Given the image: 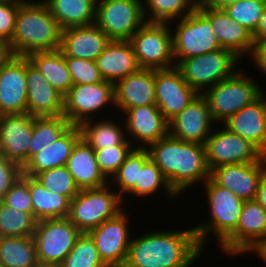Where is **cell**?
<instances>
[{
	"label": "cell",
	"instance_id": "cell-44",
	"mask_svg": "<svg viewBox=\"0 0 266 267\" xmlns=\"http://www.w3.org/2000/svg\"><path fill=\"white\" fill-rule=\"evenodd\" d=\"M71 73L73 85L92 84L105 81L97 67L96 61L64 56Z\"/></svg>",
	"mask_w": 266,
	"mask_h": 267
},
{
	"label": "cell",
	"instance_id": "cell-43",
	"mask_svg": "<svg viewBox=\"0 0 266 267\" xmlns=\"http://www.w3.org/2000/svg\"><path fill=\"white\" fill-rule=\"evenodd\" d=\"M133 146L135 147V145H117L94 150L100 170L108 180L117 173L125 158L134 149Z\"/></svg>",
	"mask_w": 266,
	"mask_h": 267
},
{
	"label": "cell",
	"instance_id": "cell-1",
	"mask_svg": "<svg viewBox=\"0 0 266 267\" xmlns=\"http://www.w3.org/2000/svg\"><path fill=\"white\" fill-rule=\"evenodd\" d=\"M202 250L193 228L148 232L131 238L124 267H190Z\"/></svg>",
	"mask_w": 266,
	"mask_h": 267
},
{
	"label": "cell",
	"instance_id": "cell-7",
	"mask_svg": "<svg viewBox=\"0 0 266 267\" xmlns=\"http://www.w3.org/2000/svg\"><path fill=\"white\" fill-rule=\"evenodd\" d=\"M240 58L232 51L221 48L196 57L183 59L176 64L182 78L198 94L232 76L238 69ZM203 90V91H201Z\"/></svg>",
	"mask_w": 266,
	"mask_h": 267
},
{
	"label": "cell",
	"instance_id": "cell-41",
	"mask_svg": "<svg viewBox=\"0 0 266 267\" xmlns=\"http://www.w3.org/2000/svg\"><path fill=\"white\" fill-rule=\"evenodd\" d=\"M35 178L50 192L67 196L70 200L80 191L66 166L45 170Z\"/></svg>",
	"mask_w": 266,
	"mask_h": 267
},
{
	"label": "cell",
	"instance_id": "cell-24",
	"mask_svg": "<svg viewBox=\"0 0 266 267\" xmlns=\"http://www.w3.org/2000/svg\"><path fill=\"white\" fill-rule=\"evenodd\" d=\"M210 22L221 48L232 51L237 57L252 56L254 41L251 32L231 19L223 9H198Z\"/></svg>",
	"mask_w": 266,
	"mask_h": 267
},
{
	"label": "cell",
	"instance_id": "cell-32",
	"mask_svg": "<svg viewBox=\"0 0 266 267\" xmlns=\"http://www.w3.org/2000/svg\"><path fill=\"white\" fill-rule=\"evenodd\" d=\"M46 80L63 96L72 88V77L60 49L34 52L28 56Z\"/></svg>",
	"mask_w": 266,
	"mask_h": 267
},
{
	"label": "cell",
	"instance_id": "cell-23",
	"mask_svg": "<svg viewBox=\"0 0 266 267\" xmlns=\"http://www.w3.org/2000/svg\"><path fill=\"white\" fill-rule=\"evenodd\" d=\"M115 105L123 113L130 108L156 104L155 70L139 68L114 85Z\"/></svg>",
	"mask_w": 266,
	"mask_h": 267
},
{
	"label": "cell",
	"instance_id": "cell-4",
	"mask_svg": "<svg viewBox=\"0 0 266 267\" xmlns=\"http://www.w3.org/2000/svg\"><path fill=\"white\" fill-rule=\"evenodd\" d=\"M204 184L211 219L193 228L203 250L211 232L218 237L220 246L236 230L244 203L232 191L217 185L211 178Z\"/></svg>",
	"mask_w": 266,
	"mask_h": 267
},
{
	"label": "cell",
	"instance_id": "cell-38",
	"mask_svg": "<svg viewBox=\"0 0 266 267\" xmlns=\"http://www.w3.org/2000/svg\"><path fill=\"white\" fill-rule=\"evenodd\" d=\"M150 158L149 151L143 148H134L125 158L117 173L112 176V185H118V195L123 200V194L129 193L136 184H139V168ZM116 183V184H115Z\"/></svg>",
	"mask_w": 266,
	"mask_h": 267
},
{
	"label": "cell",
	"instance_id": "cell-45",
	"mask_svg": "<svg viewBox=\"0 0 266 267\" xmlns=\"http://www.w3.org/2000/svg\"><path fill=\"white\" fill-rule=\"evenodd\" d=\"M2 202L16 210L33 213V206L29 192V175L22 174L5 193Z\"/></svg>",
	"mask_w": 266,
	"mask_h": 267
},
{
	"label": "cell",
	"instance_id": "cell-11",
	"mask_svg": "<svg viewBox=\"0 0 266 267\" xmlns=\"http://www.w3.org/2000/svg\"><path fill=\"white\" fill-rule=\"evenodd\" d=\"M145 22L141 0H97L95 24L111 40H130Z\"/></svg>",
	"mask_w": 266,
	"mask_h": 267
},
{
	"label": "cell",
	"instance_id": "cell-16",
	"mask_svg": "<svg viewBox=\"0 0 266 267\" xmlns=\"http://www.w3.org/2000/svg\"><path fill=\"white\" fill-rule=\"evenodd\" d=\"M155 94L156 106L168 122L198 95L176 67L155 70Z\"/></svg>",
	"mask_w": 266,
	"mask_h": 267
},
{
	"label": "cell",
	"instance_id": "cell-34",
	"mask_svg": "<svg viewBox=\"0 0 266 267\" xmlns=\"http://www.w3.org/2000/svg\"><path fill=\"white\" fill-rule=\"evenodd\" d=\"M71 126L64 115L34 116L32 139L28 146V161L57 141Z\"/></svg>",
	"mask_w": 266,
	"mask_h": 267
},
{
	"label": "cell",
	"instance_id": "cell-40",
	"mask_svg": "<svg viewBox=\"0 0 266 267\" xmlns=\"http://www.w3.org/2000/svg\"><path fill=\"white\" fill-rule=\"evenodd\" d=\"M160 186H164L168 197L170 196L173 198V196H178L169 186L160 168L149 158L143 164V168H139V184H136L129 193L137 197H146L152 194L154 195L156 191L158 192L161 188Z\"/></svg>",
	"mask_w": 266,
	"mask_h": 267
},
{
	"label": "cell",
	"instance_id": "cell-21",
	"mask_svg": "<svg viewBox=\"0 0 266 267\" xmlns=\"http://www.w3.org/2000/svg\"><path fill=\"white\" fill-rule=\"evenodd\" d=\"M27 109L33 116L63 115L64 96L60 94L26 57Z\"/></svg>",
	"mask_w": 266,
	"mask_h": 267
},
{
	"label": "cell",
	"instance_id": "cell-12",
	"mask_svg": "<svg viewBox=\"0 0 266 267\" xmlns=\"http://www.w3.org/2000/svg\"><path fill=\"white\" fill-rule=\"evenodd\" d=\"M107 104L115 106L113 83L102 81L77 84L64 96L63 115L71 125L80 126L83 122L92 120V113L94 115Z\"/></svg>",
	"mask_w": 266,
	"mask_h": 267
},
{
	"label": "cell",
	"instance_id": "cell-47",
	"mask_svg": "<svg viewBox=\"0 0 266 267\" xmlns=\"http://www.w3.org/2000/svg\"><path fill=\"white\" fill-rule=\"evenodd\" d=\"M21 175L22 168L0 153V201Z\"/></svg>",
	"mask_w": 266,
	"mask_h": 267
},
{
	"label": "cell",
	"instance_id": "cell-13",
	"mask_svg": "<svg viewBox=\"0 0 266 267\" xmlns=\"http://www.w3.org/2000/svg\"><path fill=\"white\" fill-rule=\"evenodd\" d=\"M218 129L213 131L205 142L206 161L210 171L224 164L260 162L265 157L250 141L225 126Z\"/></svg>",
	"mask_w": 266,
	"mask_h": 267
},
{
	"label": "cell",
	"instance_id": "cell-15",
	"mask_svg": "<svg viewBox=\"0 0 266 267\" xmlns=\"http://www.w3.org/2000/svg\"><path fill=\"white\" fill-rule=\"evenodd\" d=\"M266 239V210L256 201H244L236 230L219 246L226 254L249 252Z\"/></svg>",
	"mask_w": 266,
	"mask_h": 267
},
{
	"label": "cell",
	"instance_id": "cell-18",
	"mask_svg": "<svg viewBox=\"0 0 266 267\" xmlns=\"http://www.w3.org/2000/svg\"><path fill=\"white\" fill-rule=\"evenodd\" d=\"M34 116L28 113L0 115V153L21 168L28 162V146Z\"/></svg>",
	"mask_w": 266,
	"mask_h": 267
},
{
	"label": "cell",
	"instance_id": "cell-50",
	"mask_svg": "<svg viewBox=\"0 0 266 267\" xmlns=\"http://www.w3.org/2000/svg\"><path fill=\"white\" fill-rule=\"evenodd\" d=\"M254 44L266 40V2L264 4L257 30L252 34Z\"/></svg>",
	"mask_w": 266,
	"mask_h": 267
},
{
	"label": "cell",
	"instance_id": "cell-53",
	"mask_svg": "<svg viewBox=\"0 0 266 267\" xmlns=\"http://www.w3.org/2000/svg\"><path fill=\"white\" fill-rule=\"evenodd\" d=\"M251 252L257 253L259 258H261L266 263V239L259 242L252 250Z\"/></svg>",
	"mask_w": 266,
	"mask_h": 267
},
{
	"label": "cell",
	"instance_id": "cell-31",
	"mask_svg": "<svg viewBox=\"0 0 266 267\" xmlns=\"http://www.w3.org/2000/svg\"><path fill=\"white\" fill-rule=\"evenodd\" d=\"M29 192L37 221L68 218L71 200L67 196L50 192L33 176H29Z\"/></svg>",
	"mask_w": 266,
	"mask_h": 267
},
{
	"label": "cell",
	"instance_id": "cell-30",
	"mask_svg": "<svg viewBox=\"0 0 266 267\" xmlns=\"http://www.w3.org/2000/svg\"><path fill=\"white\" fill-rule=\"evenodd\" d=\"M62 29L95 24L97 0H44Z\"/></svg>",
	"mask_w": 266,
	"mask_h": 267
},
{
	"label": "cell",
	"instance_id": "cell-35",
	"mask_svg": "<svg viewBox=\"0 0 266 267\" xmlns=\"http://www.w3.org/2000/svg\"><path fill=\"white\" fill-rule=\"evenodd\" d=\"M0 261L4 267L39 266L33 237H0Z\"/></svg>",
	"mask_w": 266,
	"mask_h": 267
},
{
	"label": "cell",
	"instance_id": "cell-9",
	"mask_svg": "<svg viewBox=\"0 0 266 267\" xmlns=\"http://www.w3.org/2000/svg\"><path fill=\"white\" fill-rule=\"evenodd\" d=\"M169 23L145 24L129 40L139 68L168 69L176 66Z\"/></svg>",
	"mask_w": 266,
	"mask_h": 267
},
{
	"label": "cell",
	"instance_id": "cell-14",
	"mask_svg": "<svg viewBox=\"0 0 266 267\" xmlns=\"http://www.w3.org/2000/svg\"><path fill=\"white\" fill-rule=\"evenodd\" d=\"M128 217L125 209L88 232L101 260L108 267H124L130 246Z\"/></svg>",
	"mask_w": 266,
	"mask_h": 267
},
{
	"label": "cell",
	"instance_id": "cell-19",
	"mask_svg": "<svg viewBox=\"0 0 266 267\" xmlns=\"http://www.w3.org/2000/svg\"><path fill=\"white\" fill-rule=\"evenodd\" d=\"M213 118L207 100L198 94L188 106L169 121V135L199 144H205L213 128Z\"/></svg>",
	"mask_w": 266,
	"mask_h": 267
},
{
	"label": "cell",
	"instance_id": "cell-42",
	"mask_svg": "<svg viewBox=\"0 0 266 267\" xmlns=\"http://www.w3.org/2000/svg\"><path fill=\"white\" fill-rule=\"evenodd\" d=\"M265 2L266 0H242L226 6L223 10L253 34L259 25Z\"/></svg>",
	"mask_w": 266,
	"mask_h": 267
},
{
	"label": "cell",
	"instance_id": "cell-3",
	"mask_svg": "<svg viewBox=\"0 0 266 267\" xmlns=\"http://www.w3.org/2000/svg\"><path fill=\"white\" fill-rule=\"evenodd\" d=\"M15 23L10 41L14 56L28 57L34 52L60 49L63 29L43 0H24L19 6Z\"/></svg>",
	"mask_w": 266,
	"mask_h": 267
},
{
	"label": "cell",
	"instance_id": "cell-26",
	"mask_svg": "<svg viewBox=\"0 0 266 267\" xmlns=\"http://www.w3.org/2000/svg\"><path fill=\"white\" fill-rule=\"evenodd\" d=\"M111 39L96 25L71 27L62 32L64 56L96 61Z\"/></svg>",
	"mask_w": 266,
	"mask_h": 267
},
{
	"label": "cell",
	"instance_id": "cell-5",
	"mask_svg": "<svg viewBox=\"0 0 266 267\" xmlns=\"http://www.w3.org/2000/svg\"><path fill=\"white\" fill-rule=\"evenodd\" d=\"M264 93L256 81L238 70L225 80H221L213 87L201 94L207 100L213 121H227L232 115L239 112L258 100Z\"/></svg>",
	"mask_w": 266,
	"mask_h": 267
},
{
	"label": "cell",
	"instance_id": "cell-37",
	"mask_svg": "<svg viewBox=\"0 0 266 267\" xmlns=\"http://www.w3.org/2000/svg\"><path fill=\"white\" fill-rule=\"evenodd\" d=\"M36 225L33 213L16 210L0 201V237L33 236Z\"/></svg>",
	"mask_w": 266,
	"mask_h": 267
},
{
	"label": "cell",
	"instance_id": "cell-39",
	"mask_svg": "<svg viewBox=\"0 0 266 267\" xmlns=\"http://www.w3.org/2000/svg\"><path fill=\"white\" fill-rule=\"evenodd\" d=\"M58 267H108L100 257L94 240L81 233L65 260Z\"/></svg>",
	"mask_w": 266,
	"mask_h": 267
},
{
	"label": "cell",
	"instance_id": "cell-29",
	"mask_svg": "<svg viewBox=\"0 0 266 267\" xmlns=\"http://www.w3.org/2000/svg\"><path fill=\"white\" fill-rule=\"evenodd\" d=\"M66 167L80 190L109 184L96 161L95 151L82 138L73 147Z\"/></svg>",
	"mask_w": 266,
	"mask_h": 267
},
{
	"label": "cell",
	"instance_id": "cell-10",
	"mask_svg": "<svg viewBox=\"0 0 266 267\" xmlns=\"http://www.w3.org/2000/svg\"><path fill=\"white\" fill-rule=\"evenodd\" d=\"M172 34L175 63L221 49L211 22L196 8L181 17Z\"/></svg>",
	"mask_w": 266,
	"mask_h": 267
},
{
	"label": "cell",
	"instance_id": "cell-20",
	"mask_svg": "<svg viewBox=\"0 0 266 267\" xmlns=\"http://www.w3.org/2000/svg\"><path fill=\"white\" fill-rule=\"evenodd\" d=\"M27 109L26 57L13 56L0 67V115Z\"/></svg>",
	"mask_w": 266,
	"mask_h": 267
},
{
	"label": "cell",
	"instance_id": "cell-6",
	"mask_svg": "<svg viewBox=\"0 0 266 267\" xmlns=\"http://www.w3.org/2000/svg\"><path fill=\"white\" fill-rule=\"evenodd\" d=\"M111 186L81 189L70 201L68 219L81 233H88L123 210L122 198Z\"/></svg>",
	"mask_w": 266,
	"mask_h": 267
},
{
	"label": "cell",
	"instance_id": "cell-51",
	"mask_svg": "<svg viewBox=\"0 0 266 267\" xmlns=\"http://www.w3.org/2000/svg\"><path fill=\"white\" fill-rule=\"evenodd\" d=\"M13 56L10 42L0 38V67L4 66Z\"/></svg>",
	"mask_w": 266,
	"mask_h": 267
},
{
	"label": "cell",
	"instance_id": "cell-22",
	"mask_svg": "<svg viewBox=\"0 0 266 267\" xmlns=\"http://www.w3.org/2000/svg\"><path fill=\"white\" fill-rule=\"evenodd\" d=\"M125 131L139 140L137 148H148V145L157 142L169 134V122L165 119L156 104L143 105L127 109ZM145 146V147H144ZM147 146V147H146Z\"/></svg>",
	"mask_w": 266,
	"mask_h": 267
},
{
	"label": "cell",
	"instance_id": "cell-46",
	"mask_svg": "<svg viewBox=\"0 0 266 267\" xmlns=\"http://www.w3.org/2000/svg\"><path fill=\"white\" fill-rule=\"evenodd\" d=\"M24 0H0V38L11 41L15 32L16 15Z\"/></svg>",
	"mask_w": 266,
	"mask_h": 267
},
{
	"label": "cell",
	"instance_id": "cell-2",
	"mask_svg": "<svg viewBox=\"0 0 266 267\" xmlns=\"http://www.w3.org/2000/svg\"><path fill=\"white\" fill-rule=\"evenodd\" d=\"M146 149L177 195L210 178L205 144L182 141L168 134Z\"/></svg>",
	"mask_w": 266,
	"mask_h": 267
},
{
	"label": "cell",
	"instance_id": "cell-28",
	"mask_svg": "<svg viewBox=\"0 0 266 267\" xmlns=\"http://www.w3.org/2000/svg\"><path fill=\"white\" fill-rule=\"evenodd\" d=\"M80 139L79 126L72 125L57 141L34 155L22 168V174L35 177L45 170L66 166L73 147Z\"/></svg>",
	"mask_w": 266,
	"mask_h": 267
},
{
	"label": "cell",
	"instance_id": "cell-48",
	"mask_svg": "<svg viewBox=\"0 0 266 267\" xmlns=\"http://www.w3.org/2000/svg\"><path fill=\"white\" fill-rule=\"evenodd\" d=\"M251 58L255 61V66L266 74V40L255 44Z\"/></svg>",
	"mask_w": 266,
	"mask_h": 267
},
{
	"label": "cell",
	"instance_id": "cell-8",
	"mask_svg": "<svg viewBox=\"0 0 266 267\" xmlns=\"http://www.w3.org/2000/svg\"><path fill=\"white\" fill-rule=\"evenodd\" d=\"M81 232L68 218L37 221L33 239L39 265L58 267L73 248Z\"/></svg>",
	"mask_w": 266,
	"mask_h": 267
},
{
	"label": "cell",
	"instance_id": "cell-36",
	"mask_svg": "<svg viewBox=\"0 0 266 267\" xmlns=\"http://www.w3.org/2000/svg\"><path fill=\"white\" fill-rule=\"evenodd\" d=\"M143 13L146 22L167 23L171 20L186 17L197 8L194 0H145ZM145 5H147L145 7ZM151 10L149 16L146 10ZM185 11V12H183ZM186 13V14H185ZM185 14V15H184Z\"/></svg>",
	"mask_w": 266,
	"mask_h": 267
},
{
	"label": "cell",
	"instance_id": "cell-27",
	"mask_svg": "<svg viewBox=\"0 0 266 267\" xmlns=\"http://www.w3.org/2000/svg\"><path fill=\"white\" fill-rule=\"evenodd\" d=\"M96 64L103 79L114 85L139 69L129 40H111L97 57Z\"/></svg>",
	"mask_w": 266,
	"mask_h": 267
},
{
	"label": "cell",
	"instance_id": "cell-49",
	"mask_svg": "<svg viewBox=\"0 0 266 267\" xmlns=\"http://www.w3.org/2000/svg\"><path fill=\"white\" fill-rule=\"evenodd\" d=\"M242 0H199L197 9H224L226 6Z\"/></svg>",
	"mask_w": 266,
	"mask_h": 267
},
{
	"label": "cell",
	"instance_id": "cell-17",
	"mask_svg": "<svg viewBox=\"0 0 266 267\" xmlns=\"http://www.w3.org/2000/svg\"><path fill=\"white\" fill-rule=\"evenodd\" d=\"M266 171V156L255 163L224 164L210 171V178L243 201L255 200L258 185Z\"/></svg>",
	"mask_w": 266,
	"mask_h": 267
},
{
	"label": "cell",
	"instance_id": "cell-52",
	"mask_svg": "<svg viewBox=\"0 0 266 267\" xmlns=\"http://www.w3.org/2000/svg\"><path fill=\"white\" fill-rule=\"evenodd\" d=\"M255 200L266 210V171L260 179Z\"/></svg>",
	"mask_w": 266,
	"mask_h": 267
},
{
	"label": "cell",
	"instance_id": "cell-25",
	"mask_svg": "<svg viewBox=\"0 0 266 267\" xmlns=\"http://www.w3.org/2000/svg\"><path fill=\"white\" fill-rule=\"evenodd\" d=\"M265 93L254 103L223 122L227 129L250 141L266 156V97Z\"/></svg>",
	"mask_w": 266,
	"mask_h": 267
},
{
	"label": "cell",
	"instance_id": "cell-33",
	"mask_svg": "<svg viewBox=\"0 0 266 267\" xmlns=\"http://www.w3.org/2000/svg\"><path fill=\"white\" fill-rule=\"evenodd\" d=\"M91 121V122H90ZM89 120L83 122L79 128L81 131V138L93 149H105L117 145H133L132 140L126 138L122 127L114 121H100L94 122Z\"/></svg>",
	"mask_w": 266,
	"mask_h": 267
}]
</instances>
